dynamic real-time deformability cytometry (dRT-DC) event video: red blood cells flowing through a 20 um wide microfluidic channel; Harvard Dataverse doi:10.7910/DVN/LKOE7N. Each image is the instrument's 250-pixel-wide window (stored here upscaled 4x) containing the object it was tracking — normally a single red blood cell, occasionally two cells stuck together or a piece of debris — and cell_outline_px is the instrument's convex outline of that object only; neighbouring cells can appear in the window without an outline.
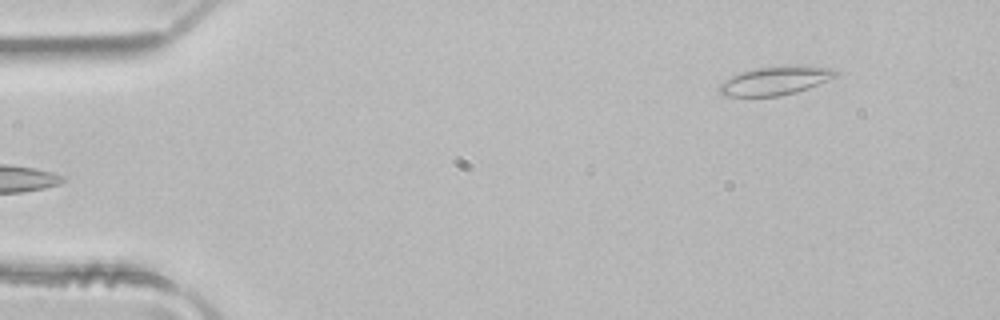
{"species": "common noctule bat (a hibernating species)", "species_latin": "Nyctalus noctula", "temperature_condition": "room temperature", "stored_images_in_passage": 5, "camera_frame_rate_fps": 3000, "um_per_image_px": 0.085, "animal": {"sex": "male", "body_mass_g": 21.5, "forearm_length_mm": 52.0}, "frame": {"image": 1, "passage_image": 5, "time_ms": 1.333, "image_size_px": [1000, 320], "cell_outline_px": [[836, 76], [796, 92], [780, 96], [724, 96], [720, 92], [720, 84], [732, 76], [740, 72], [756, 68], [796, 64], [800, 64], [828, 68], [836, 72]], "centroid_in_image_um": [65.87, 6.84], "position_along_channel_um": 19.1, "area_um2": 19.07}}